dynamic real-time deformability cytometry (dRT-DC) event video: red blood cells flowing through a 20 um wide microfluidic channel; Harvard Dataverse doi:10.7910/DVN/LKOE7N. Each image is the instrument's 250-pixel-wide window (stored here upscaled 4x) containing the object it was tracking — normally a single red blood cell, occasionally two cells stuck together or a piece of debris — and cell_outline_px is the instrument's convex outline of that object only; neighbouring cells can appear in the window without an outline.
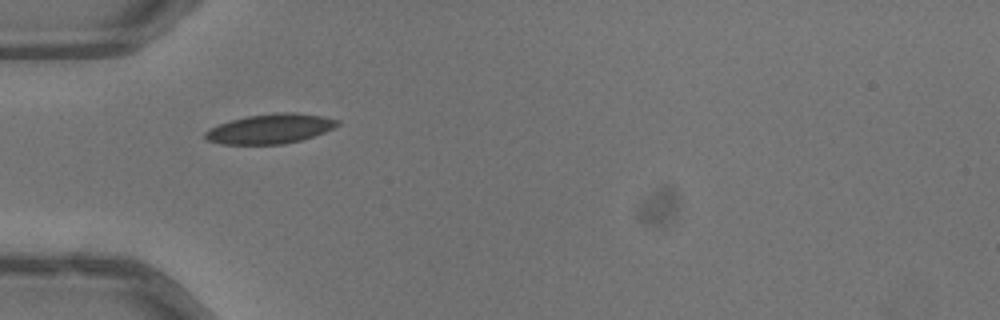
{"species": "common noctule bat (a hibernating species)", "species_latin": "Nyctalus noctula", "temperature_condition": "warm", "stored_images_in_passage": 34, "camera_frame_rate_fps": 3000, "um_per_image_px": 0.085, "animal": {"sex": "male", "body_mass_g": 13.3}, "frame": {"image": 1, "passage_image": 1, "time_ms": 0.0, "image_size_px": [1000, 320], "cell_outline_px": [[340, 124], [324, 132], [300, 140], [284, 144], [220, 144], [208, 140], [204, 136], [204, 132], [220, 124], [232, 120], [248, 116], [276, 112], [292, 112], [320, 116], [340, 120]], "centroid_in_image_um": [22.97, 10.94], "position_along_channel_um": 62.0, "area_um2": 22.54}}
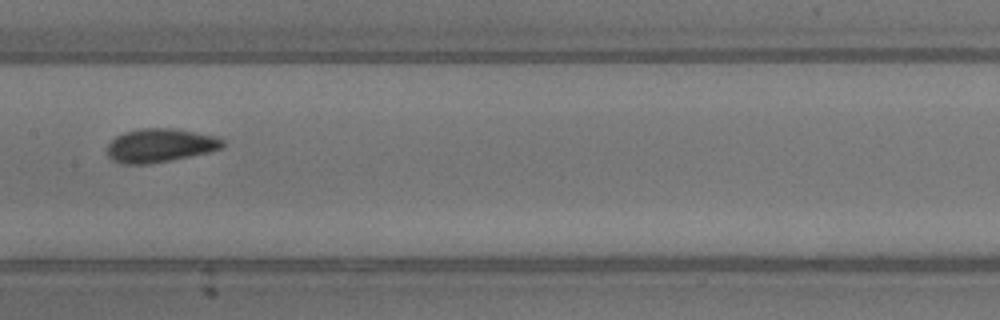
{"frame": {"image": 2, "passage_image": 11, "time_ms": 3.333, "image_size_px": [1000, 320], "cell_outline_px": [[224, 144], [220, 148], [208, 152], [148, 164], [124, 164], [112, 160], [108, 156], [108, 144], [116, 136], [124, 132], [140, 128], [176, 128], [212, 136], [224, 140]], "centroid_in_image_um": [13.56, 12.35], "position_along_channel_um": 193.8, "area_um2": 22.31}}
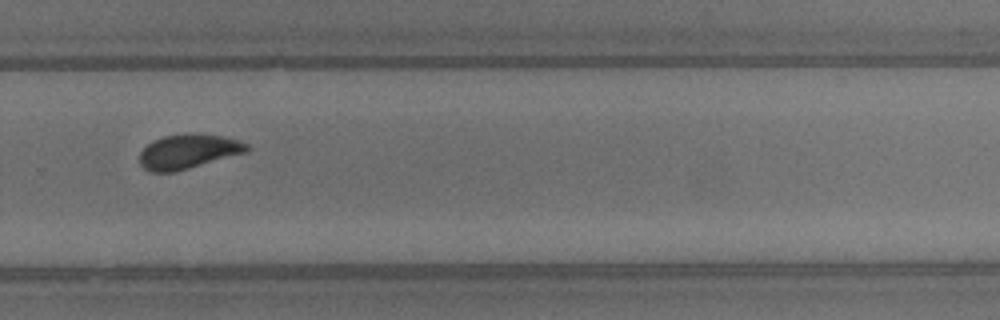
{"frame": {"image": 3, "passage_image": 20, "time_ms": 6.333, "image_size_px": [1000, 320], "cell_outline_px": [[248, 152], [176, 172], [152, 172], [144, 168], [140, 164], [140, 152], [152, 140], [164, 136], [220, 136], [236, 140], [248, 144]], "centroid_in_image_um": [15.97, 12.93], "position_along_channel_um": 313.8, "area_um2": 20.81}, "authors_computed_cell_mechanics": {"area_um2": 21.7906, "velocity_mm_per_s": 4.02, "shape_relaxation_time_tau1_ms": 3.3405, "shape_relaxation_time_tau2_ms": 1.0025, "deformation_change_tau1": 0.1113, "deformation_change_tau2": 0.0406}}